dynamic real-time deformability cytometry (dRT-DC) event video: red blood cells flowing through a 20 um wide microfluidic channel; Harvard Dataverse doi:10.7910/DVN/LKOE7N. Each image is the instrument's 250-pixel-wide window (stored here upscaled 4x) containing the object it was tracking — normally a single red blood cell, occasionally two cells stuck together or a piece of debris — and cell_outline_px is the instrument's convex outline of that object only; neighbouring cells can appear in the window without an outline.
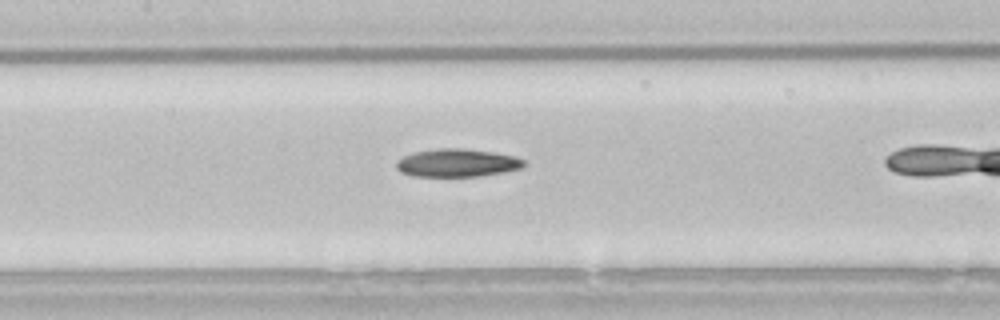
{"species": "common noctule bat (a hibernating species)", "species_latin": "Nyctalus noctula", "temperature_condition": "room temperature", "stored_images_in_passage": 9, "camera_frame_rate_fps": 3000, "um_per_image_px": 0.085, "animal": {"sex": "male", "body_mass_g": 21.5, "forearm_length_mm": 52.0}, "frame": {"image": 1, "passage_image": 8, "time_ms": 2.333, "image_size_px": [1000, 320], "cell_outline_px": [[528, 164], [524, 168], [504, 172], [480, 176], [412, 176], [400, 172], [396, 168], [396, 160], [404, 156], [416, 152], [436, 148], [460, 148], [492, 152], [512, 156], [524, 160]], "centroid_in_image_um": [38.86, 13.85], "position_along_channel_um": 168.5, "area_um2": 20.87}}